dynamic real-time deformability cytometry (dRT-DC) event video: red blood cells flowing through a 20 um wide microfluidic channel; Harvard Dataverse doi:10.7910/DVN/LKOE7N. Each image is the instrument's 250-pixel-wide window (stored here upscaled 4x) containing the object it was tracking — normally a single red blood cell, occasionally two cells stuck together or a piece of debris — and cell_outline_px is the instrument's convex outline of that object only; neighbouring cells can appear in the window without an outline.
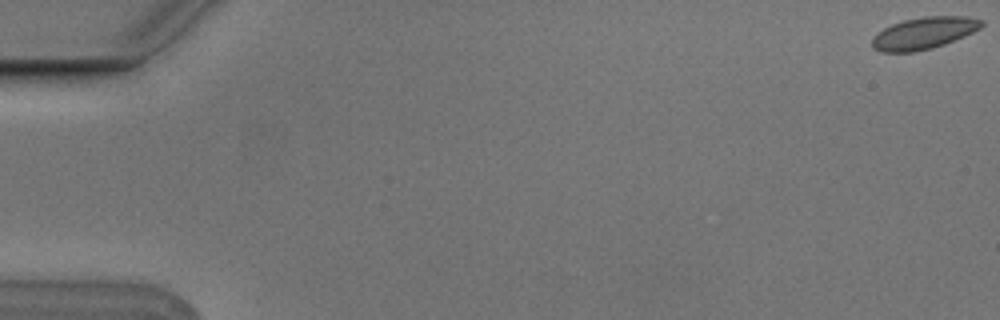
{"species": "Egyptian fruit bat (a non-hibernating species)", "species_latin": "Rousettus aegyptiacus", "temperature_condition": "cold", "stored_images_in_passage": 6, "camera_frame_rate_fps": 3000, "um_per_image_px": 0.085, "animal": {"sex": "male"}, "frame": {"image": 1, "passage_image": 1, "time_ms": 0.0, "image_size_px": [1000, 320], "cell_outline_px": [[984, 24], [980, 28], [964, 36], [944, 44], [932, 48], [916, 52], [880, 52], [872, 48], [872, 40], [876, 32], [892, 24], [904, 20], [924, 16], [968, 16], [984, 20]], "centroid_in_image_um": [78.52, 2.81], "position_along_channel_um": 6.5, "area_um2": 20.46}}
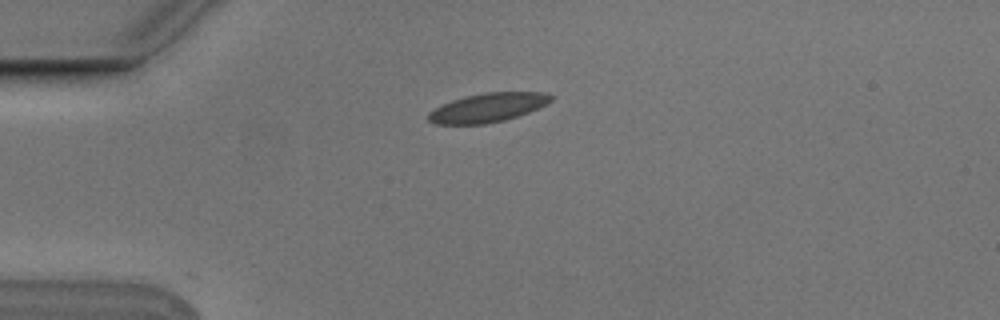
{"frame": {"image": 2, "passage_image": 6, "time_ms": 1.667, "image_size_px": [1000, 320], "cell_outline_px": [[556, 96], [552, 100], [528, 112], [504, 120], [484, 124], [436, 124], [428, 120], [428, 112], [452, 100], [464, 96], [484, 92], [544, 92]], "centroid_in_image_um": [41.46, 9.13], "position_along_channel_um": 43.5, "area_um2": 20.52}}